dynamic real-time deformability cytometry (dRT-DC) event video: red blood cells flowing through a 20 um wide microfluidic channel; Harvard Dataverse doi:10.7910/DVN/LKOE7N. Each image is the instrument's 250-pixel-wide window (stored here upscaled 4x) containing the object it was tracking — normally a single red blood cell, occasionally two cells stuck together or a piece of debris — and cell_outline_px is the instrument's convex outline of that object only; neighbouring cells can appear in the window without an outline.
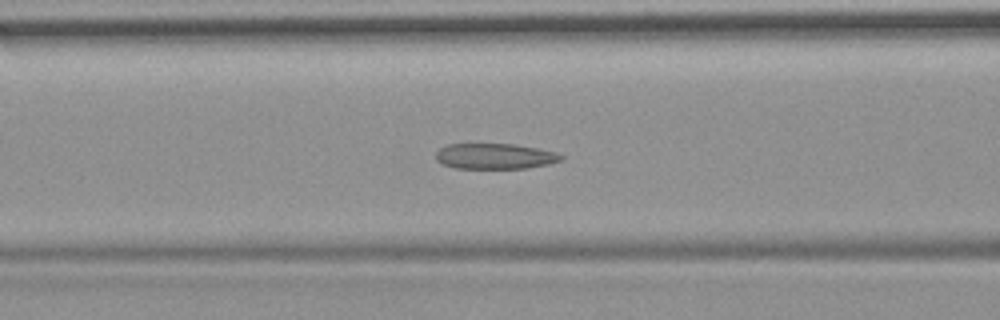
{"species": "common noctule bat (a hibernating species)", "species_latin": "Nyctalus noctula", "temperature_condition": "room temperature", "stored_images_in_passage": 48, "camera_frame_rate_fps": 3000, "um_per_image_px": 0.085, "animal": {"sex": "female", "body_mass_g": 19.9}, "frame": {"image": 1, "passage_image": 21, "time_ms": 6.667, "image_size_px": [1000, 320], "cell_outline_px": [[564, 160], [548, 164], [524, 168], [456, 168], [444, 164], [436, 160], [436, 152], [440, 148], [448, 144], [516, 144], [556, 152], [564, 156]], "centroid_in_image_um": [42.09, 13.27], "position_along_channel_um": 124.5, "area_um2": 18.61}}